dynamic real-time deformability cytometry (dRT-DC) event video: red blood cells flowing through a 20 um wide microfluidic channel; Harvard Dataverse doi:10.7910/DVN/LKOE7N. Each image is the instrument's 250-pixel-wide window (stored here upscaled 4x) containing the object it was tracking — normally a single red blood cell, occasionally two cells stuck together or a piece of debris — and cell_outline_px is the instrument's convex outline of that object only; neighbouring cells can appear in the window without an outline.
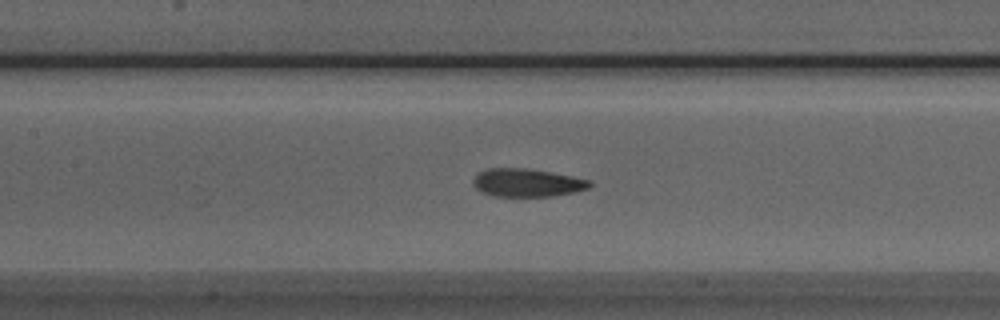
{"species": "Egyptian fruit bat (a non-hibernating species)", "species_latin": "Rousettus aegyptiacus", "temperature_condition": "room temperature", "stored_images_in_passage": 46, "camera_frame_rate_fps": 3000, "um_per_image_px": 0.085, "animal": {"sex": "male"}, "frame": {"image": 1, "passage_image": 17, "time_ms": 5.333, "image_size_px": [1000, 320], "cell_outline_px": [[592, 184], [588, 188], [572, 192], [552, 196], [496, 196], [484, 192], [476, 188], [472, 184], [472, 180], [480, 172], [488, 168], [528, 168], [552, 172], [592, 180]], "centroid_in_image_um": [44.82, 15.52], "position_along_channel_um": 162.6, "area_um2": 18.96}}
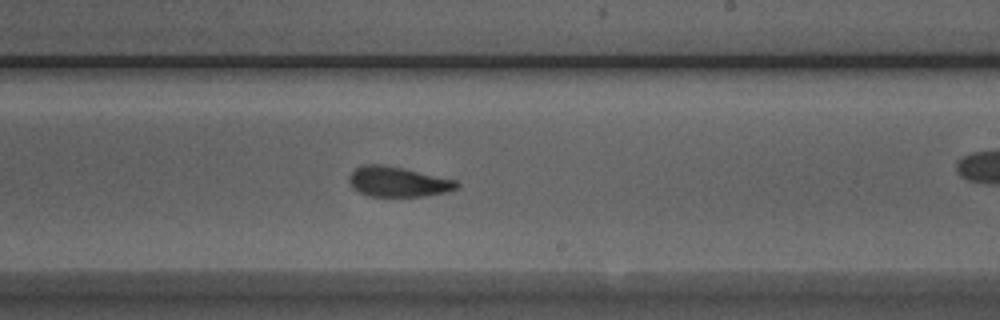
{"frame": {"image": 2, "passage_image": 24, "time_ms": 7.667, "image_size_px": [1000, 320], "cell_outline_px": [[460, 188], [448, 192], [424, 196], [368, 196], [352, 188], [348, 180], [348, 176], [356, 168], [364, 164], [384, 164], [404, 168], [456, 180], [460, 184]], "centroid_in_image_um": [33.84, 15.45], "position_along_channel_um": 255.2, "area_um2": 19.07}}
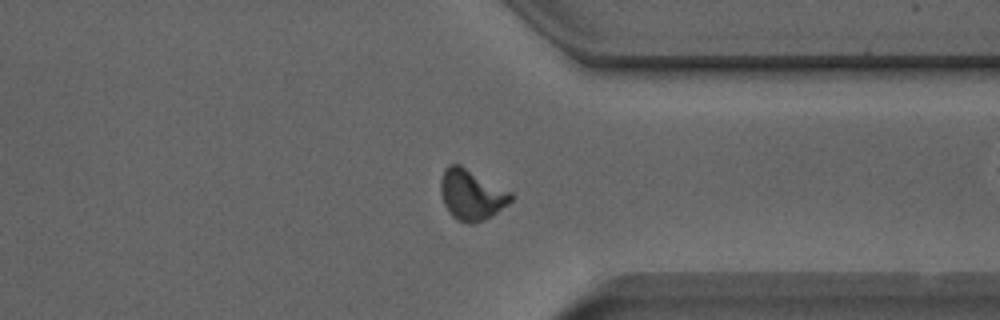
{"frame": {"image": 3, "passage_image": 33, "time_ms": 10.667, "image_size_px": [1000, 320], "cell_outline_px": [[512, 200], [508, 204], [492, 216], [484, 220], [472, 224], [468, 224], [456, 220], [448, 212], [444, 204], [440, 192], [440, 180], [444, 168], [448, 164], [460, 164], [512, 192]], "centroid_in_image_um": [40.05, 16.55], "position_along_channel_um": 371.3, "area_um2": 20.98}, "authors_computed_cell_mechanics": {"area_um2": 19.5075, "velocity_mm_per_s": 3.9811, "shape_relaxation_time_tau1_ms": 4.7666, "shape_relaxation_time_tau2_ms": 1.0606, "deformation_change_tau1": 0.1798, "deformation_change_tau2": 0.0725}}